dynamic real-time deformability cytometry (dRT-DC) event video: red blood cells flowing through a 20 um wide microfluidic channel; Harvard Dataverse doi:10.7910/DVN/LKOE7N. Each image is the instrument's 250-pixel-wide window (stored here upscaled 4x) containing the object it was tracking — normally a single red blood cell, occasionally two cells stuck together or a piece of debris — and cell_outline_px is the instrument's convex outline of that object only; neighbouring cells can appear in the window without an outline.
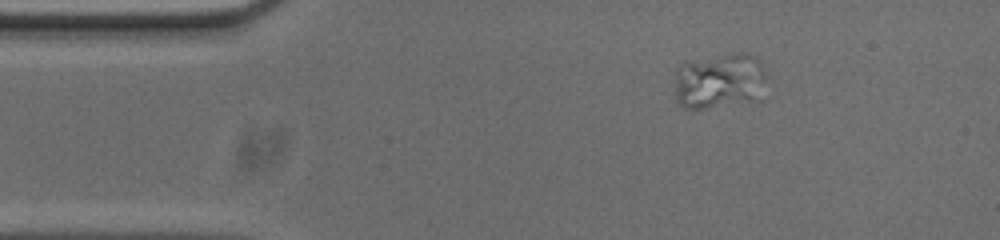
{"species": "common noctule bat (a hibernating species)", "species_latin": "Nyctalus noctula", "temperature_condition": "cold", "stored_images_in_passage": 55, "camera_frame_rate_fps": 3000, "um_per_image_px": 0.085, "animal": {"sex": "male", "body_mass_g": 20.0, "forearm_length_mm": 53.3}, "frame": {"image": 1, "passage_image": 8, "time_ms": 2.333, "image_size_px": [1000, 240], "cell_outline_px": [[768, 76], [752, 100], [704, 108], [684, 108], [676, 100], [676, 72], [680, 64], [684, 60], [744, 52], [756, 56], [760, 60]], "centroid_in_image_um": [61.11, 6.82], "position_along_channel_um": 23.9, "area_um2": 29.54}}
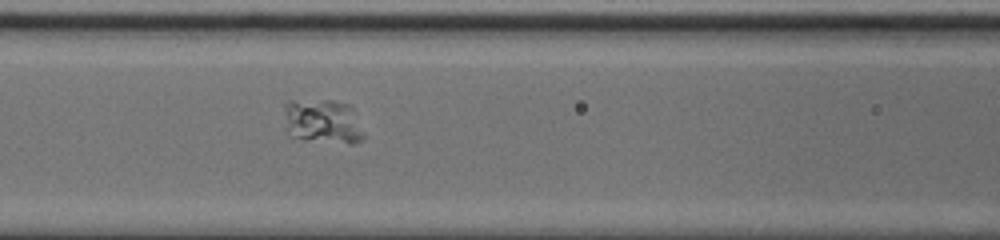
{"frame": {"image": 2, "passage_image": 22, "time_ms": 7.0, "image_size_px": [1000, 240], "cell_outline_px": [[364, 136], [360, 140], [352, 144], [304, 140], [288, 136], [284, 112], [284, 104], [288, 100], [332, 100], [348, 104], [352, 108]], "centroid_in_image_um": [27.38, 10.32], "position_along_channel_um": 139.2, "area_um2": 20.81}}
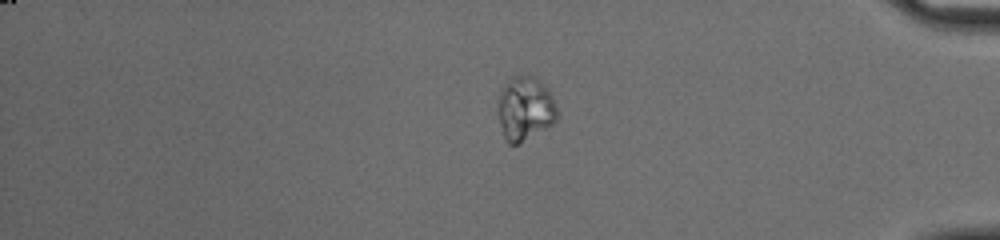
{"frame": {"image": 3, "passage_image": 46, "time_ms": 15.0, "image_size_px": [1000, 240], "cell_outline_px": [[556, 120], [552, 124], [516, 144], [508, 144], [504, 136], [500, 120], [500, 88], [512, 76], [532, 76], [552, 96], [556, 108]], "centroid_in_image_um": [44.62, 9.23], "position_along_channel_um": 390.6, "area_um2": 20.98}}